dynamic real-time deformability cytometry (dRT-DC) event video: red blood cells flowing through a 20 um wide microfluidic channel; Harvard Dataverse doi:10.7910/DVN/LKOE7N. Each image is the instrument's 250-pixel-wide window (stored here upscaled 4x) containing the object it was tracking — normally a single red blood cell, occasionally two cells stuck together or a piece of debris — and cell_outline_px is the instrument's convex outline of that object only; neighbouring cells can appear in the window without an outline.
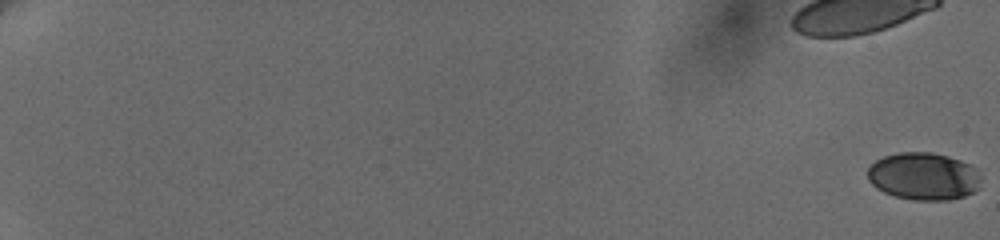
{"species": "human", "species_latin": "Homo sapiens", "temperature_condition": "cold", "stored_images_in_passage": 11, "camera_frame_rate_fps": 3000, "um_per_image_px": 0.085, "donor": {"sex": "female"}, "frame": {"image": 1, "passage_image": 1, "time_ms": 0.0, "image_size_px": [1000, 240], "cell_outline_px": [[980, 188], [964, 196], [948, 200], [912, 200], [896, 196], [884, 192], [876, 188], [868, 180], [868, 168], [876, 160], [884, 156], [900, 152], [932, 152], [948, 156], [960, 160], [976, 168], [980, 176]], "centroid_in_image_um": [78.51, 14.98], "position_along_channel_um": 6.5, "area_um2": 31.44}}
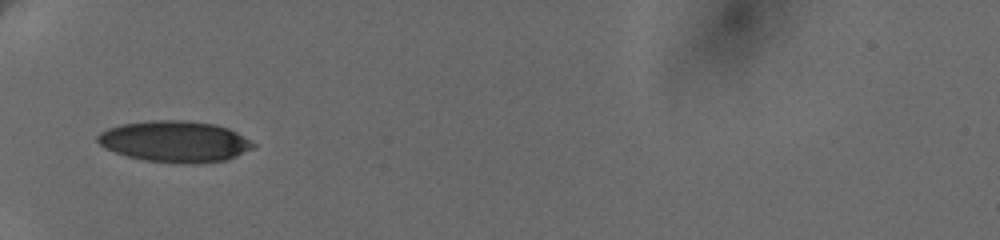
{"frame": {"image": 2, "passage_image": 10, "time_ms": 8.333, "image_size_px": [1000, 240], "cell_outline_px": [[256, 144], [252, 148], [236, 156], [224, 160], [192, 164], [188, 164], [144, 160], [128, 156], [116, 152], [100, 144], [96, 140], [96, 136], [100, 132], [108, 128], [120, 124], [152, 120], [184, 120], [216, 124], [228, 128], [236, 132]], "centroid_in_image_um": [14.85, 12.01], "position_along_channel_um": 70.1, "area_um2": 37.17}}